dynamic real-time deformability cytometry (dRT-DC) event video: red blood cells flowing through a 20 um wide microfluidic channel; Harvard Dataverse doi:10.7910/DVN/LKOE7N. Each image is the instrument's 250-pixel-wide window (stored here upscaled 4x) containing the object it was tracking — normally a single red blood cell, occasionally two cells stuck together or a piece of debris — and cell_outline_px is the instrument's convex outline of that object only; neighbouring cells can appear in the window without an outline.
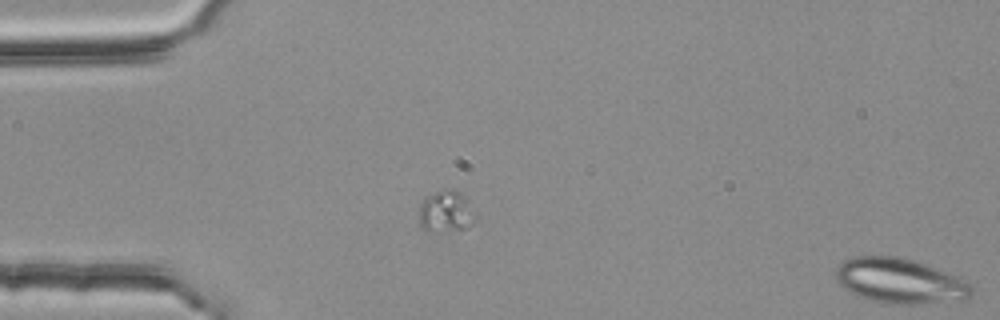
{"species": "common noctule bat (a hibernating species)", "species_latin": "Nyctalus noctula", "temperature_condition": "room temperature", "stored_images_in_passage": 2, "camera_frame_rate_fps": 3000, "um_per_image_px": 0.085, "animal": {"sex": "female", "body_mass_g": 25.1}, "frame": {"image": 1, "passage_image": 2, "time_ms": 0.333, "image_size_px": [1000, 320], "cell_outline_px": [[972, 296], [968, 300], [916, 304], [880, 304], [856, 296], [840, 284], [836, 280], [836, 268], [844, 260], [856, 256], [896, 256], [912, 260], [924, 264], [956, 276], [964, 280], [972, 288]], "centroid_in_image_um": [76.48, 23.91], "position_along_channel_um": 8.5, "area_um2": 35.78}}